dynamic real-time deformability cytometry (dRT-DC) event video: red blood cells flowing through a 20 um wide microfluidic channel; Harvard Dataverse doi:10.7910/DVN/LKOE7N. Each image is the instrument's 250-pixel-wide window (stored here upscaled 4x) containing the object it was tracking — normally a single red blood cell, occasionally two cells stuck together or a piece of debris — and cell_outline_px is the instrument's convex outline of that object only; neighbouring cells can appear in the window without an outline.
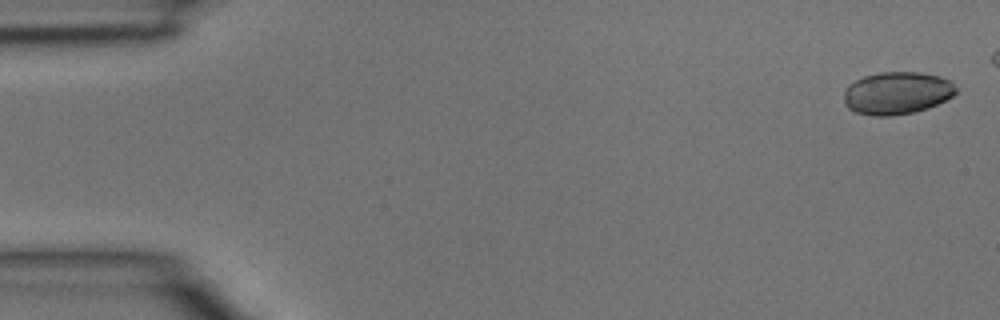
{"species": "common noctule bat (a hibernating species)", "species_latin": "Nyctalus noctula", "temperature_condition": "room temperature", "stored_images_in_passage": 5, "camera_frame_rate_fps": 3000, "um_per_image_px": 0.085, "animal": {"sex": "male", "body_mass_g": 15.6}, "frame": {"image": 1, "passage_image": 1, "time_ms": 0.0, "image_size_px": [1000, 320], "cell_outline_px": [[956, 92], [952, 96], [928, 108], [912, 112], [892, 116], [872, 116], [856, 112], [848, 108], [844, 104], [844, 92], [848, 84], [864, 76], [880, 72], [920, 72], [940, 76], [948, 80], [956, 88]], "centroid_in_image_um": [76.2, 7.91], "position_along_channel_um": 8.8, "area_um2": 27.74}}
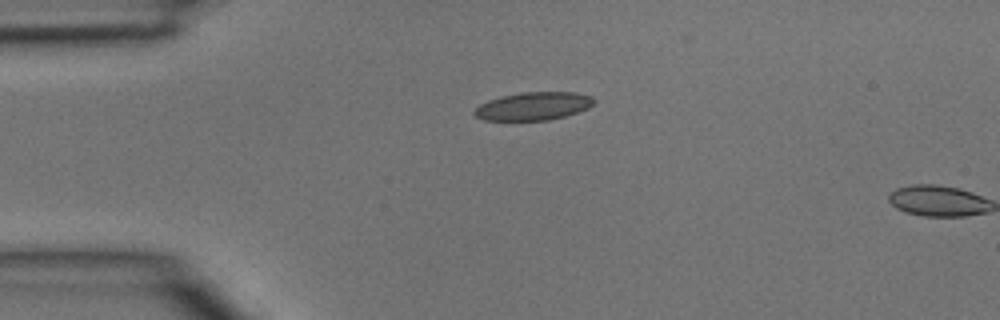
{"frame": {"image": 2, "passage_image": 5, "time_ms": 1.333, "image_size_px": [1000, 320], "cell_outline_px": [[596, 100], [588, 108], [564, 116], [548, 120], [484, 120], [476, 116], [472, 112], [480, 104], [488, 100], [500, 96], [520, 92], [576, 92], [592, 96]], "centroid_in_image_um": [45.33, 9.01], "position_along_channel_um": 39.7, "area_um2": 19.54}}